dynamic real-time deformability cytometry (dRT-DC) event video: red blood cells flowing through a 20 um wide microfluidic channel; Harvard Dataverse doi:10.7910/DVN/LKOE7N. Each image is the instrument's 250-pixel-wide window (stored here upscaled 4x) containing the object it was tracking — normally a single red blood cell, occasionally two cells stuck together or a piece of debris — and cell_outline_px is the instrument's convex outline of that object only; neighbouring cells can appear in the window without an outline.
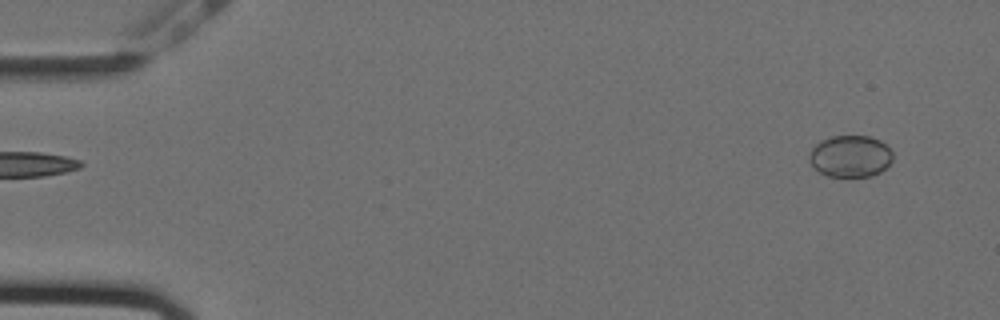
{"species": "Egyptian fruit bat (a non-hibernating species)", "species_latin": "Rousettus aegyptiacus", "temperature_condition": "cold", "stored_images_in_passage": 15, "camera_frame_rate_fps": 3000, "um_per_image_px": 0.085, "animal": {"sex": "female"}, "frame": {"image": 1, "passage_image": 1, "time_ms": 0.0, "image_size_px": [1000, 320], "cell_outline_px": [[892, 160], [880, 172], [872, 176], [828, 176], [820, 172], [808, 160], [808, 156], [812, 148], [820, 140], [832, 136], [872, 136], [880, 140], [892, 152]], "centroid_in_image_um": [72.27, 13.27], "position_along_channel_um": 12.7, "area_um2": 20.23}}